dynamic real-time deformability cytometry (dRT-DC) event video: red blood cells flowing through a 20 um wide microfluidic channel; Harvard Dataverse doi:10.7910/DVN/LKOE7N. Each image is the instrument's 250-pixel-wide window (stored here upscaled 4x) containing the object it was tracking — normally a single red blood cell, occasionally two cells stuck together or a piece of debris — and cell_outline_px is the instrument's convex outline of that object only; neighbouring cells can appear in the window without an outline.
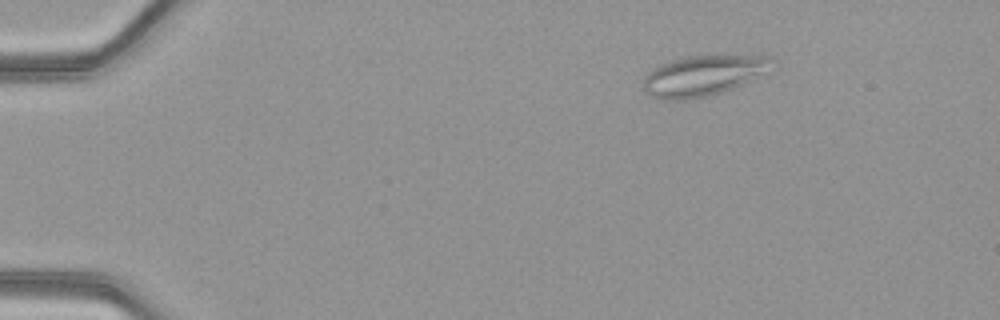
{"species": "common noctule bat (a hibernating species)", "species_latin": "Nyctalus noctula", "temperature_condition": "warm", "stored_images_in_passage": 47, "camera_frame_rate_fps": 3000, "um_per_image_px": 0.085, "animal": {"sex": "female", "body_mass_g": 21.9}, "frame": {"image": 1, "passage_image": 5, "time_ms": 1.333, "image_size_px": [1000, 320], "cell_outline_px": [[776, 60], [752, 80], [732, 88], [708, 96], [684, 100], [660, 100], [652, 96], [644, 88], [644, 76], [652, 68], [668, 60], [684, 56], [716, 52], [768, 56]], "centroid_in_image_um": [59.75, 6.36], "position_along_channel_um": 25.2, "area_um2": 31.15}}
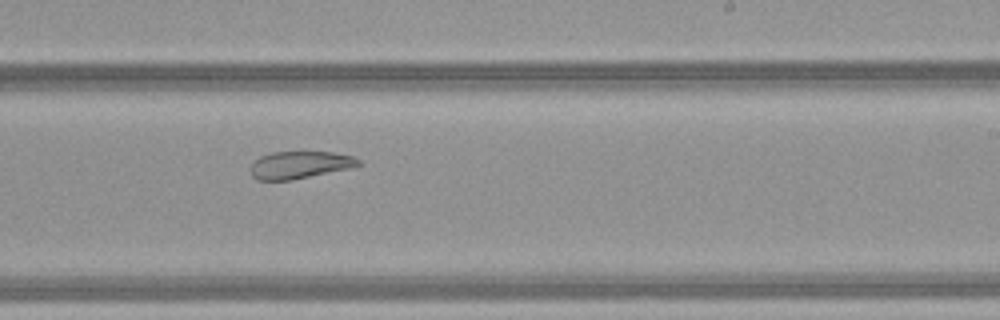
{"frame": {"image": 2, "passage_image": 29, "time_ms": 9.333, "image_size_px": [1000, 320], "cell_outline_px": [[364, 164], [352, 168], [292, 180], [256, 180], [252, 176], [252, 164], [260, 156], [272, 152], [332, 152], [352, 156], [360, 160]], "centroid_in_image_um": [25.53, 14.02], "position_along_channel_um": 263.5, "area_um2": 17.22}}
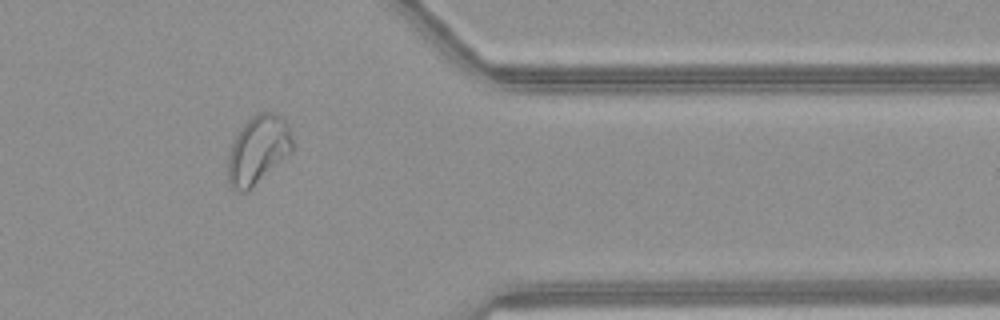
{"frame": {"image": 3, "passage_image": 39, "time_ms": 12.667, "image_size_px": [1000, 320], "cell_outline_px": [[292, 152], [248, 192], [240, 192], [232, 188], [228, 184], [228, 152], [236, 132], [256, 112], [276, 112], [288, 124], [292, 132]], "centroid_in_image_um": [21.92, 12.74], "position_along_channel_um": 389.5, "area_um2": 26.18}, "authors_computed_cell_mechanics": {"area_um2": 26.1834, "velocity_mm_per_s": 4.1753, "shape_relaxation_time_tau1_ms": null, "shape_relaxation_time_tau2_ms": 2.7645, "deformation_change_tau1": null, "deformation_change_tau2": 0.0907}}